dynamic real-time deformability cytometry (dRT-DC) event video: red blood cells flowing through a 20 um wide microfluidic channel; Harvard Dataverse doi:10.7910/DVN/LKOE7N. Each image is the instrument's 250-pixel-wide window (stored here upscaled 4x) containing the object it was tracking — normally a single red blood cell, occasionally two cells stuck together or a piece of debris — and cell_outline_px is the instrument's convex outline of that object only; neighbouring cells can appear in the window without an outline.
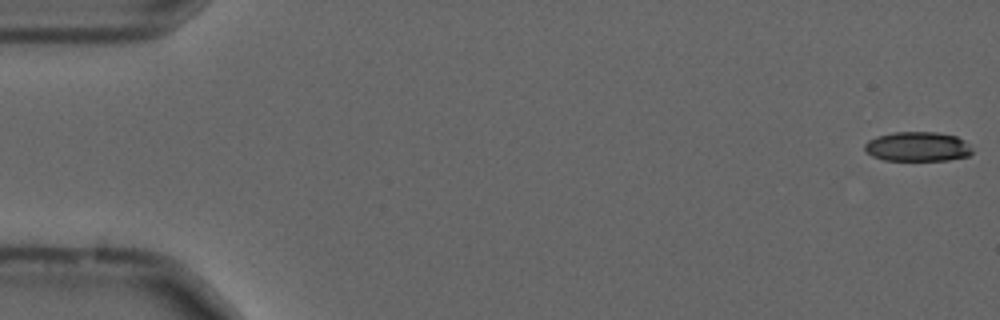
{"species": "common noctule bat (a hibernating species)", "species_latin": "Nyctalus noctula", "temperature_condition": "cold", "stored_images_in_passage": 4, "camera_frame_rate_fps": 3000, "um_per_image_px": 0.085, "animal": {"sex": "male", "forearm_length_mm": 52.5}, "frame": {"image": 1, "passage_image": 1, "time_ms": 0.0, "image_size_px": [1000, 320], "cell_outline_px": [[972, 152], [968, 156], [948, 160], [884, 160], [872, 156], [864, 148], [864, 144], [868, 140], [876, 136], [892, 132], [936, 132], [956, 136], [964, 140], [972, 148]], "centroid_in_image_um": [77.98, 12.46], "position_along_channel_um": 7.0, "area_um2": 18.55}}